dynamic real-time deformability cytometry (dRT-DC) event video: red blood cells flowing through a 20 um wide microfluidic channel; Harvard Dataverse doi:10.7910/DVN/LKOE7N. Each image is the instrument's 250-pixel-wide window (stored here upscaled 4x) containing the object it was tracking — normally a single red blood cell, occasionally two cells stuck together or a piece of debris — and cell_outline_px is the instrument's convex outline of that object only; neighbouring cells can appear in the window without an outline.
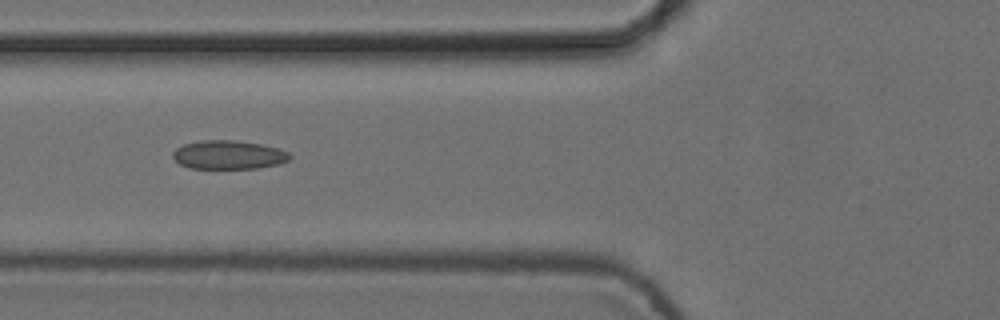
{"species": "common noctule bat (a hibernating species)", "species_latin": "Nyctalus noctula", "temperature_condition": "cold", "stored_images_in_passage": 8, "camera_frame_rate_fps": 3000, "um_per_image_px": 0.085, "animal": {"sex": "female", "body_mass_g": 24.6, "forearm_length_mm": 56.2}, "frame": {"image": 1, "passage_image": 6, "time_ms": 1.667, "image_size_px": [1000, 320], "cell_outline_px": [[292, 156], [288, 160], [280, 164], [260, 168], [188, 168], [180, 164], [172, 156], [172, 152], [176, 148], [184, 144], [200, 140], [232, 140], [260, 144], [276, 148], [288, 152]], "centroid_in_image_um": [19.41, 13.16], "position_along_channel_um": 106.4, "area_um2": 19.54}}
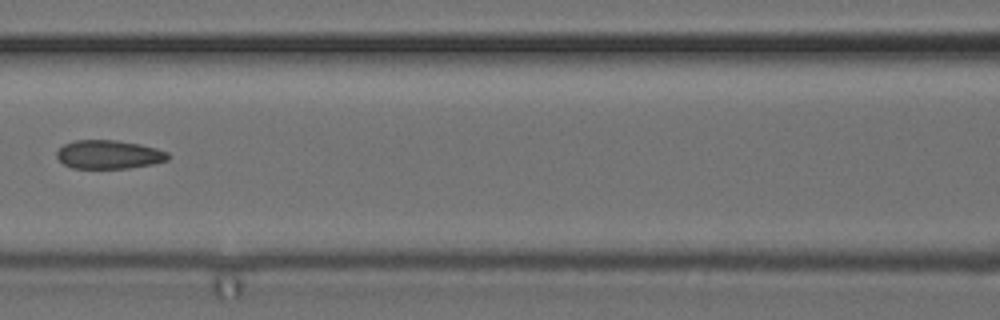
{"frame": {"image": 2, "passage_image": 7, "time_ms": 2.0, "image_size_px": [1000, 320], "cell_outline_px": [[172, 156], [168, 160], [152, 164], [128, 168], [72, 168], [64, 164], [56, 156], [56, 152], [64, 144], [72, 140], [116, 140], [140, 144], [156, 148], [168, 152]], "centroid_in_image_um": [9.27, 13.13], "position_along_channel_um": 157.3, "area_um2": 18.67}}
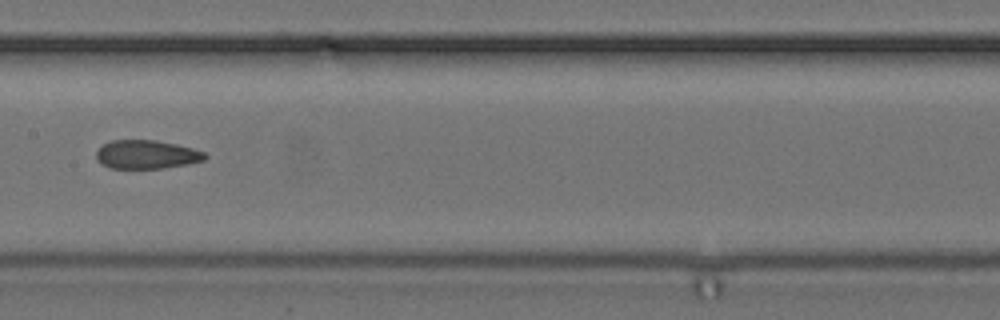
{"frame": {"image": 3, "passage_image": 8, "time_ms": 2.333, "image_size_px": [1000, 320], "cell_outline_px": [[208, 156], [204, 160], [188, 164], [164, 168], [108, 168], [100, 164], [96, 160], [96, 152], [104, 144], [112, 140], [156, 140], [176, 144], [192, 148], [204, 152]], "centroid_in_image_um": [12.45, 13.14], "position_along_channel_um": 195.0, "area_um2": 18.21}}